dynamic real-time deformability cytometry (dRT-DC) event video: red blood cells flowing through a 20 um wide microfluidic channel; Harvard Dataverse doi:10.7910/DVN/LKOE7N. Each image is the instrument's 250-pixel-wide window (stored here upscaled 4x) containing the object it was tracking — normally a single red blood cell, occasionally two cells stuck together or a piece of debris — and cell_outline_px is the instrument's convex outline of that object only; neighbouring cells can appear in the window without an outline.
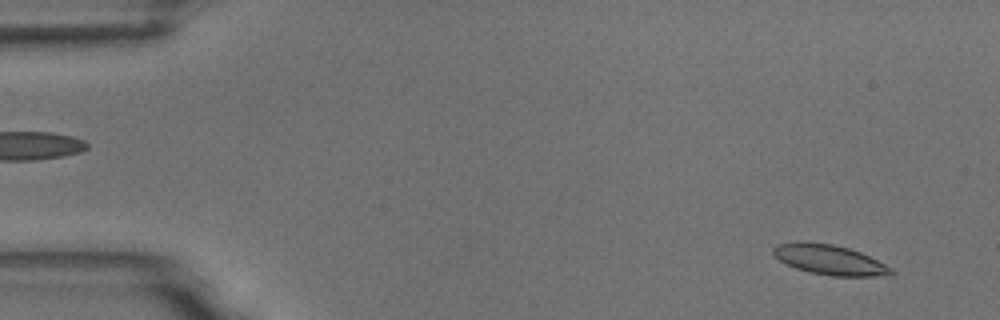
{"species": "common noctule bat (a hibernating species)", "species_latin": "Nyctalus noctula", "temperature_condition": "room temperature", "stored_images_in_passage": 4, "camera_frame_rate_fps": 3000, "um_per_image_px": 0.085, "animal": {"sex": "male", "body_mass_g": 18.8}, "frame": {"image": 1, "passage_image": 1, "time_ms": 0.0, "image_size_px": [1000, 320], "cell_outline_px": [[896, 272], [892, 276], [832, 276], [808, 272], [796, 268], [780, 260], [772, 252], [772, 248], [776, 244], [796, 240], [804, 240], [832, 244], [848, 248], [860, 252], [892, 268]], "centroid_in_image_um": [70.5, 22.06], "position_along_channel_um": 14.5, "area_um2": 20.87}}
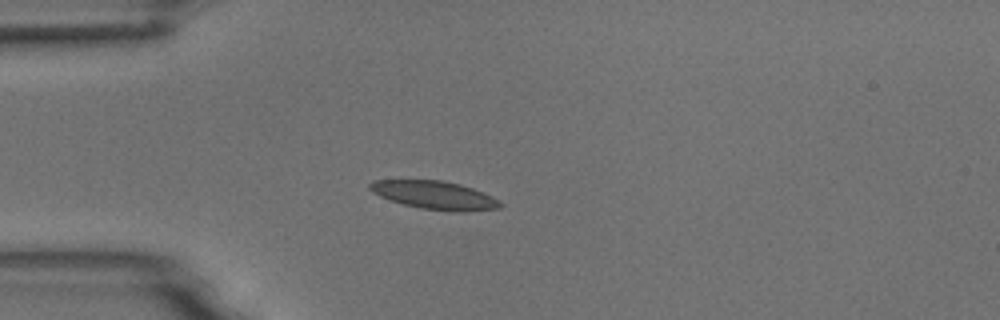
{"frame": {"image": 2, "passage_image": 4, "time_ms": 1.0, "image_size_px": [1000, 320], "cell_outline_px": [[504, 204], [500, 208], [464, 212], [452, 212], [424, 208], [404, 204], [380, 196], [372, 192], [368, 188], [368, 184], [372, 180], [440, 180], [460, 184], [484, 192], [500, 200]], "centroid_in_image_um": [36.98, 16.59], "position_along_channel_um": 48.0, "area_um2": 21.5}}